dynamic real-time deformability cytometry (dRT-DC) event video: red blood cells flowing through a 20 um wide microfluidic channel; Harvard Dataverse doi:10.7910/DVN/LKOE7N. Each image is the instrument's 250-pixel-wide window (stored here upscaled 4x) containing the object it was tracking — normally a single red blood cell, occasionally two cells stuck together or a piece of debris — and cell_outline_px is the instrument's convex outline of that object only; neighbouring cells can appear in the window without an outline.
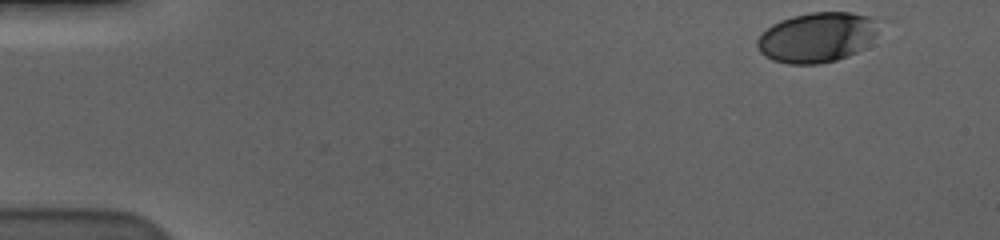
{"species": "human", "species_latin": "Homo sapiens", "temperature_condition": "cold", "stored_images_in_passage": 54, "camera_frame_rate_fps": 3000, "um_per_image_px": 0.085, "donor": {"sex": "male"}, "frame": {"image": 1, "passage_image": 1, "time_ms": 0.0, "image_size_px": [1000, 240], "cell_outline_px": [[880, 24], [876, 32], [864, 48], [848, 56], [836, 60], [820, 64], [788, 64], [772, 60], [764, 56], [760, 52], [756, 44], [756, 40], [772, 24], [780, 20], [792, 16], [812, 12], [852, 12], [868, 16], [876, 20]], "centroid_in_image_um": [69.43, 3.18], "position_along_channel_um": 15.6, "area_um2": 35.43}}
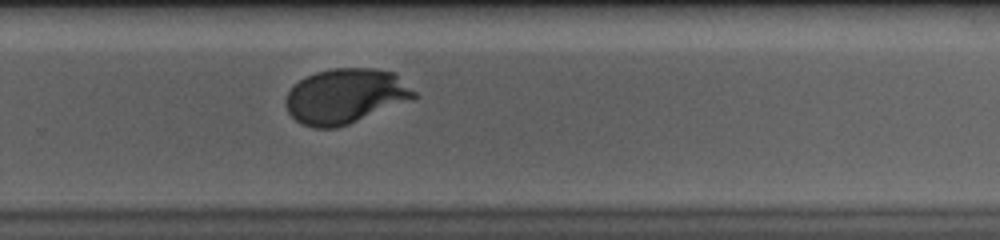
{"frame": {"image": 2, "passage_image": 36, "time_ms": 11.667, "image_size_px": [1000, 240], "cell_outline_px": [[420, 96], [348, 124], [336, 128], [312, 128], [296, 120], [288, 112], [284, 104], [284, 100], [288, 92], [300, 80], [316, 72], [332, 68], [372, 68], [396, 72]], "centroid_in_image_um": [29.37, 8.16], "position_along_channel_um": 300.4, "area_um2": 41.04}}
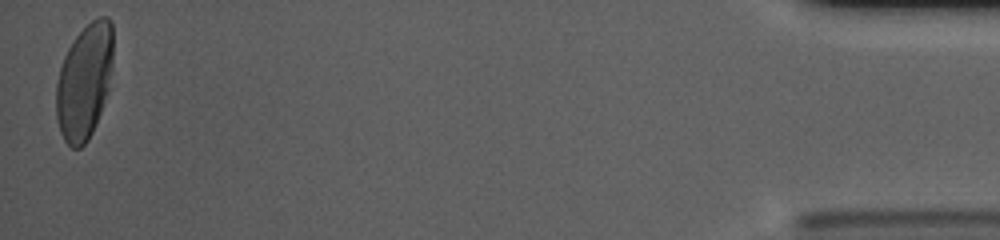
{"frame": {"image": 3, "passage_image": 54, "time_ms": 17.667, "image_size_px": [1000, 240], "cell_outline_px": [[112, 64], [108, 88], [100, 112], [92, 132], [88, 140], [80, 148], [72, 148], [64, 140], [60, 132], [56, 116], [56, 84], [60, 68], [64, 56], [72, 40], [96, 16], [108, 16], [112, 24]], "centroid_in_image_um": [7.16, 6.92], "position_along_channel_um": 428.0, "area_um2": 38.09}, "authors_computed_cell_mechanics": {"area_um2": 39.8531, "velocity_mm_per_s": 3.5672, "shape_relaxation_time_tau1_ms": 3.1056, "shape_relaxation_time_tau2_ms": null, "deformation_change_tau1": 0.1489, "deformation_change_tau2": null}}